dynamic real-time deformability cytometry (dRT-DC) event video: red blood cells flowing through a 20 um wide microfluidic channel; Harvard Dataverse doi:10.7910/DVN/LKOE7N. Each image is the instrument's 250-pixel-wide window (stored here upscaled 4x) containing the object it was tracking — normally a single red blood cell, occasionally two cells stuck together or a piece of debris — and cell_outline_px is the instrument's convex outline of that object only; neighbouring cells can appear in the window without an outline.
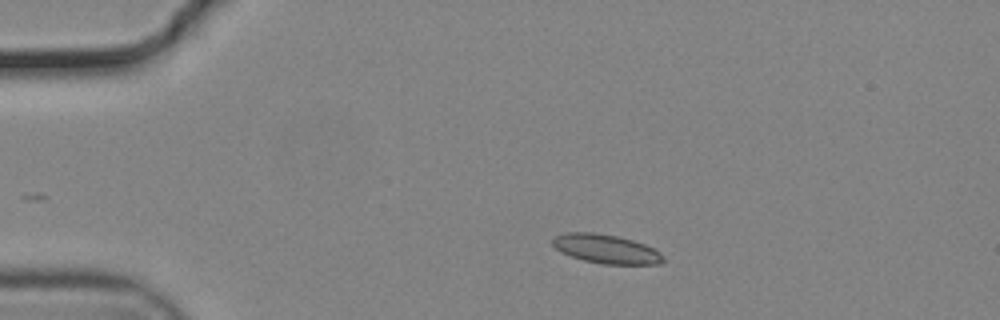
{"species": "common noctule bat (a hibernating species)", "species_latin": "Nyctalus noctula", "temperature_condition": "cold", "stored_images_in_passage": 17, "camera_frame_rate_fps": 3000, "um_per_image_px": 0.085, "animal": {"sex": "male", "body_mass_g": 19.2, "forearm_length_mm": 51.8}, "frame": {"image": 1, "passage_image": 8, "time_ms": 2.333, "image_size_px": [1000, 320], "cell_outline_px": [[664, 260], [660, 264], [604, 264], [584, 260], [560, 252], [552, 244], [552, 236], [568, 232], [592, 232], [616, 236], [632, 240], [644, 244], [660, 252], [664, 256]], "centroid_in_image_um": [51.5, 21.15], "position_along_channel_um": 33.5, "area_um2": 18.61}}
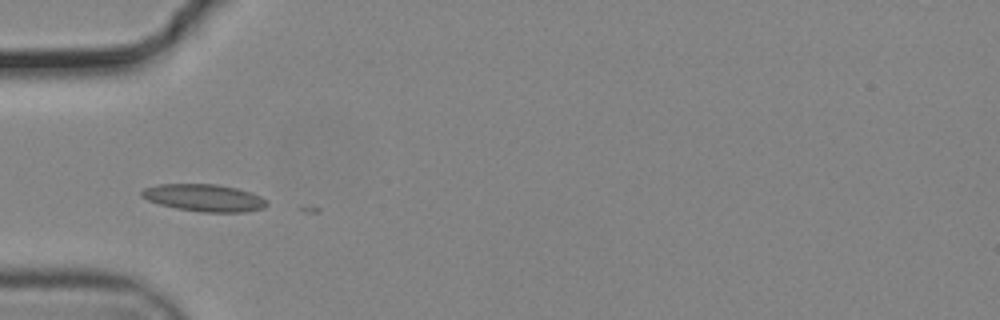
{"frame": {"image": 2, "passage_image": 15, "time_ms": 4.667, "image_size_px": [1000, 320], "cell_outline_px": [[268, 204], [264, 208], [244, 212], [200, 212], [176, 208], [160, 204], [148, 200], [140, 196], [140, 192], [144, 188], [160, 184], [216, 184], [236, 188], [252, 192], [268, 200]], "centroid_in_image_um": [17.37, 16.81], "position_along_channel_um": 67.6, "area_um2": 19.94}}